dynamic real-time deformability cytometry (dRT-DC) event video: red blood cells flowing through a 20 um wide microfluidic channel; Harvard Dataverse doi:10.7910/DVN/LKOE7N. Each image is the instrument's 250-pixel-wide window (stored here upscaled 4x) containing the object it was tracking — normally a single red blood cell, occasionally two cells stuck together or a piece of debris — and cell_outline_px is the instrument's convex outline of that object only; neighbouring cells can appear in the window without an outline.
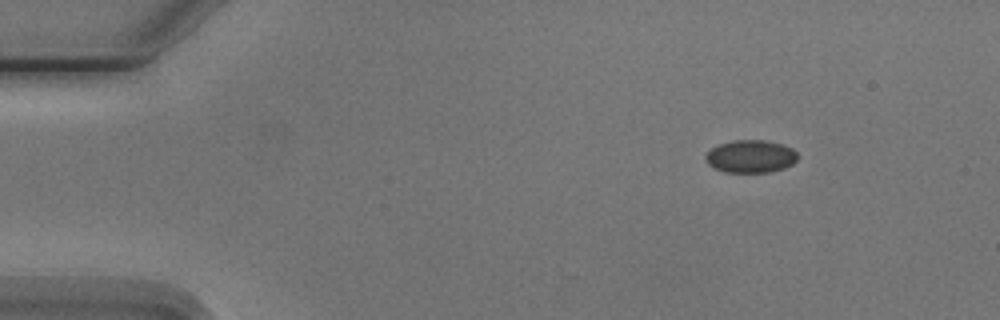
{"species": "Egyptian fruit bat (a non-hibernating species)", "species_latin": "Rousettus aegyptiacus", "temperature_condition": "cold", "stored_images_in_passage": 4, "camera_frame_rate_fps": 3000, "um_per_image_px": 0.085, "animal": {"sex": "male"}, "frame": {"image": 1, "passage_image": 1, "time_ms": 0.0, "image_size_px": [1000, 320], "cell_outline_px": [[796, 160], [792, 164], [784, 168], [772, 172], [724, 172], [712, 168], [704, 160], [704, 156], [712, 148], [720, 144], [732, 140], [764, 140], [780, 144], [792, 148], [796, 152]], "centroid_in_image_um": [63.76, 13.3], "position_along_channel_um": 21.2, "area_um2": 17.57}}
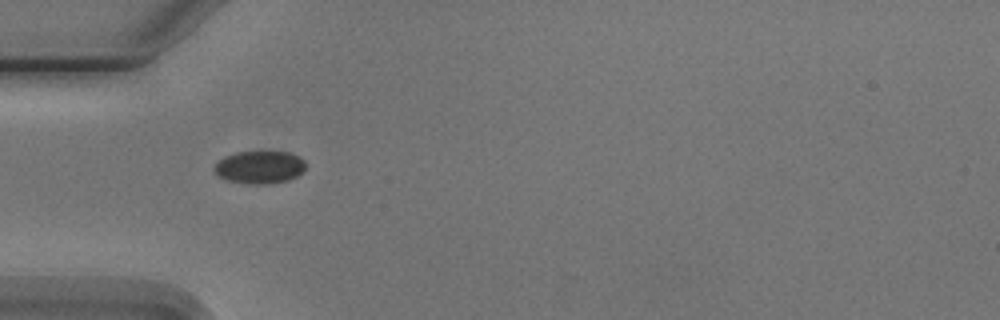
{"frame": {"image": 2, "passage_image": 3, "time_ms": 3.333, "image_size_px": [1000, 320], "cell_outline_px": [[304, 172], [288, 180], [268, 184], [252, 184], [228, 180], [220, 176], [212, 168], [224, 156], [236, 152], [288, 152], [300, 156], [304, 160]], "centroid_in_image_um": [22.09, 14.21], "position_along_channel_um": 62.9, "area_um2": 17.28}}
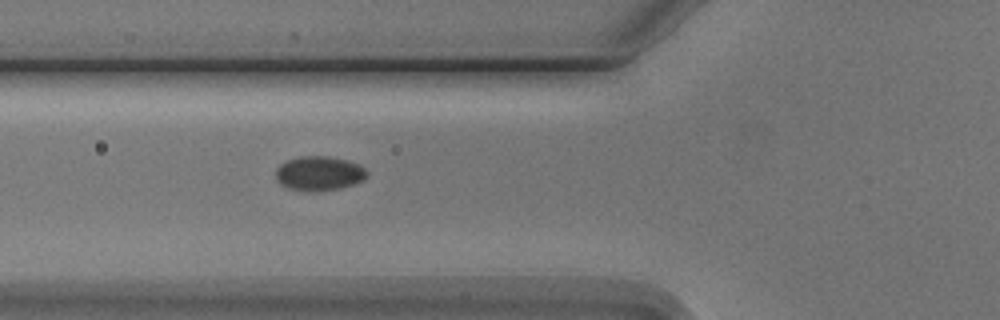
{"frame": {"image": 3, "passage_image": 4, "time_ms": 4.333, "image_size_px": [1000, 320], "cell_outline_px": [[368, 176], [364, 180], [340, 188], [288, 188], [280, 184], [276, 180], [276, 168], [280, 164], [288, 160], [300, 156], [328, 156], [360, 164], [368, 172]], "centroid_in_image_um": [27.14, 14.68], "position_along_channel_um": 98.7, "area_um2": 17.57}}